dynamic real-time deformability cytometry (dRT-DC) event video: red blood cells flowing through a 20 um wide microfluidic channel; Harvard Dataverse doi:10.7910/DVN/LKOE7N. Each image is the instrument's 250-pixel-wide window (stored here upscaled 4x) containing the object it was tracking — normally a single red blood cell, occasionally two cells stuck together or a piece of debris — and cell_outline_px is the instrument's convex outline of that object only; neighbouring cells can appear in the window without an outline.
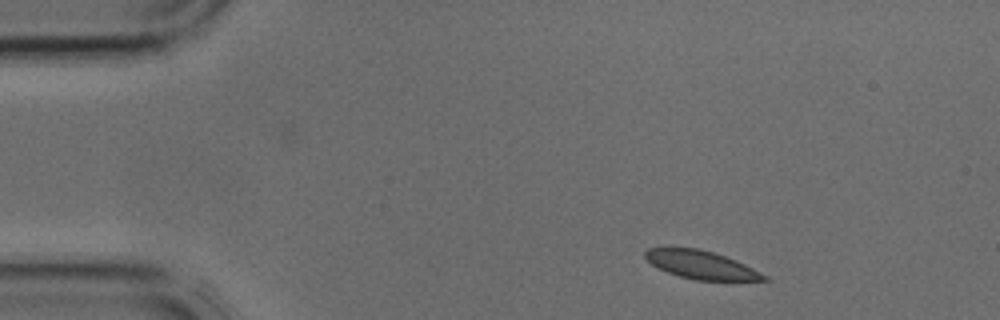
{"species": "common noctule bat (a hibernating species)", "species_latin": "Nyctalus noctula", "temperature_condition": "cold", "stored_images_in_passage": 4, "camera_frame_rate_fps": 3000, "um_per_image_px": 0.085, "animal": {"sex": "male", "body_mass_g": 17.9, "forearm_length_mm": 54.2}, "frame": {"image": 1, "passage_image": 1, "time_ms": 0.0, "image_size_px": [1000, 320], "cell_outline_px": [[768, 280], [696, 280], [680, 276], [668, 272], [652, 264], [644, 256], [644, 252], [648, 248], [696, 248], [712, 252], [736, 260], [768, 276]], "centroid_in_image_um": [59.6, 22.51], "position_along_channel_um": 25.4, "area_um2": 19.07}}
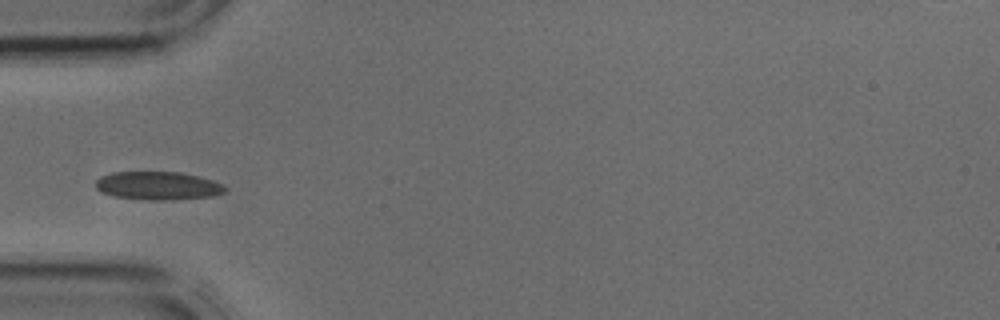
{"frame": {"image": 2, "passage_image": 3, "time_ms": 0.667, "image_size_px": [1000, 320], "cell_outline_px": [[228, 188], [224, 192], [212, 196], [164, 200], [148, 200], [116, 196], [100, 192], [96, 188], [96, 180], [100, 176], [112, 172], [180, 172], [200, 176], [212, 180]], "centroid_in_image_um": [13.4, 15.77], "position_along_channel_um": 71.6, "area_um2": 21.21}}